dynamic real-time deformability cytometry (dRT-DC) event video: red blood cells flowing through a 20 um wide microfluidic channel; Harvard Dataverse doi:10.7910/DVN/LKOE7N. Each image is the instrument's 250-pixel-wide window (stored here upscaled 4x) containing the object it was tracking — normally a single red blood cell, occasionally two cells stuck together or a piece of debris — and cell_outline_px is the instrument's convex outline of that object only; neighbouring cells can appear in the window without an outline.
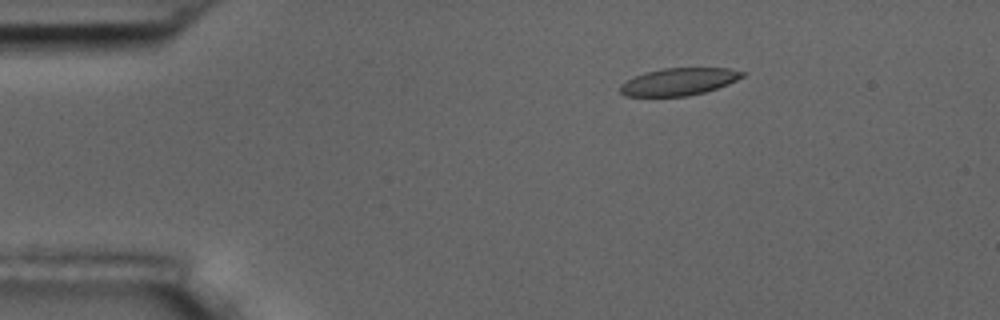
{"species": "common noctule bat (a hibernating species)", "species_latin": "Nyctalus noctula", "temperature_condition": "room temperature", "stored_images_in_passage": 6, "segment_of_instrument_passage": [2, 2], "camera_frame_rate_fps": 3000, "um_per_image_px": 0.085, "animal": {"sex": "male", "body_mass_g": 17.5, "forearm_length_mm": 52.3}, "frame": {"image": 1, "passage_image": 6, "time_ms": 7.0, "image_size_px": [1000, 320], "cell_outline_px": [[748, 72], [744, 76], [728, 84], [704, 92], [688, 96], [624, 96], [620, 92], [620, 84], [644, 72], [664, 68], [728, 68]], "centroid_in_image_um": [57.72, 6.94], "position_along_channel_um": 27.3, "area_um2": 19.42}}